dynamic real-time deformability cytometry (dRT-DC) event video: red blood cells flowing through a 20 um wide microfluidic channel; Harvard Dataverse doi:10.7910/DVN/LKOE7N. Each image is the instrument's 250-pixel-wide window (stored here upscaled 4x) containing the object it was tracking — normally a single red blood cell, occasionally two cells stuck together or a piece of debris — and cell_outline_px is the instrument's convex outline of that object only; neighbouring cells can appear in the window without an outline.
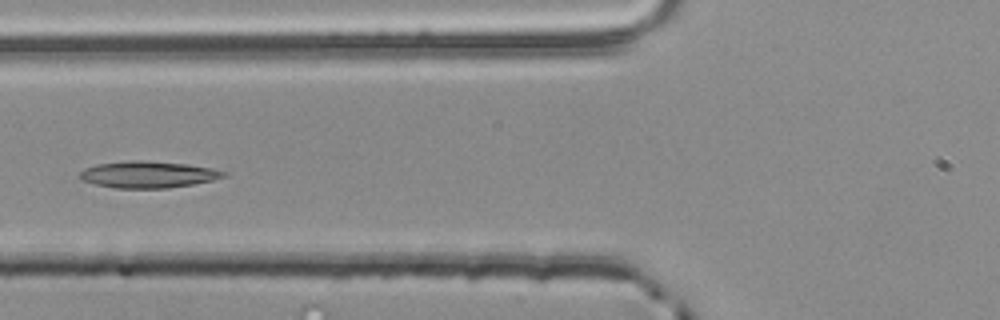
{"species": "common noctule bat (a hibernating species)", "species_latin": "Nyctalus noctula", "temperature_condition": "room temperature", "stored_images_in_passage": 4, "camera_frame_rate_fps": 3000, "um_per_image_px": 0.085, "animal": {"sex": "male", "body_mass_g": 20.4}, "frame": {"image": 1, "passage_image": 4, "time_ms": 1.0, "image_size_px": [1000, 320], "cell_outline_px": [[228, 176], [212, 180], [192, 184], [168, 188], [116, 188], [96, 184], [84, 180], [80, 176], [80, 172], [84, 168], [96, 164], [136, 160], [140, 160], [188, 164], [212, 168], [228, 172]], "centroid_in_image_um": [12.63, 14.83], "position_along_channel_um": 113.2, "area_um2": 22.2}}